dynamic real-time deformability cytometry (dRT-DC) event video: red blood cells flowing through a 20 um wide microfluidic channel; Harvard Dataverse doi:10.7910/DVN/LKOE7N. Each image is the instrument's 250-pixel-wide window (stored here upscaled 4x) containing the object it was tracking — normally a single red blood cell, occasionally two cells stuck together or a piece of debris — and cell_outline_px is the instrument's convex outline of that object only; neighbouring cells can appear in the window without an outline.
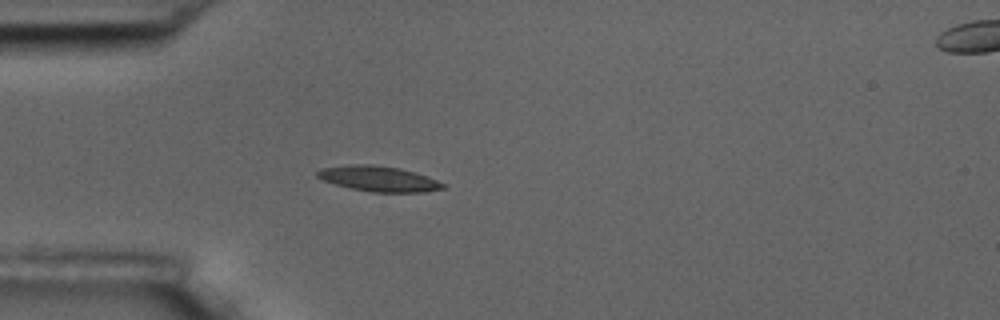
{"species": "common noctule bat (a hibernating species)", "species_latin": "Nyctalus noctula", "temperature_condition": "room temperature", "stored_images_in_passage": 1, "camera_frame_rate_fps": 3000, "um_per_image_px": 0.085, "animal": {"sex": "male", "body_mass_g": 17.5, "forearm_length_mm": 52.3}, "frame": {"image": 1, "passage_image": 1, "time_ms": 0.0, "image_size_px": [1000, 320], "cell_outline_px": [[448, 184], [444, 188], [424, 192], [372, 192], [352, 188], [336, 184], [324, 180], [316, 176], [316, 172], [320, 168], [352, 164], [372, 164], [400, 168], [428, 176]], "centroid_in_image_um": [32.23, 15.18], "position_along_channel_um": 52.8, "area_um2": 18.61}}